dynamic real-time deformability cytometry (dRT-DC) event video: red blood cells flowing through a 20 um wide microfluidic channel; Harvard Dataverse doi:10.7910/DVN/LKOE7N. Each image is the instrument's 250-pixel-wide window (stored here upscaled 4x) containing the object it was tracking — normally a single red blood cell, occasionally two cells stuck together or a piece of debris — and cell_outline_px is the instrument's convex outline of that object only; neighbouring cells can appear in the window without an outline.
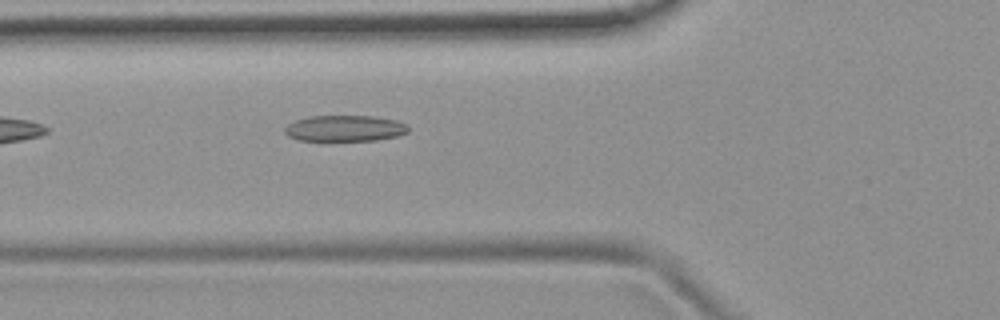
{"species": "common noctule bat (a hibernating species)", "species_latin": "Nyctalus noctula", "temperature_condition": "room temperature", "stored_images_in_passage": 5, "camera_frame_rate_fps": 3000, "um_per_image_px": 0.085, "animal": {"sex": "female", "body_mass_g": 19.9}, "frame": {"image": 1, "passage_image": 5, "time_ms": 1.333, "image_size_px": [1000, 320], "cell_outline_px": [[408, 132], [396, 136], [376, 140], [300, 140], [288, 136], [284, 132], [284, 128], [288, 124], [296, 120], [308, 116], [376, 116], [396, 120], [408, 124]], "centroid_in_image_um": [29.32, 10.9], "position_along_channel_um": 96.5, "area_um2": 18.73}}